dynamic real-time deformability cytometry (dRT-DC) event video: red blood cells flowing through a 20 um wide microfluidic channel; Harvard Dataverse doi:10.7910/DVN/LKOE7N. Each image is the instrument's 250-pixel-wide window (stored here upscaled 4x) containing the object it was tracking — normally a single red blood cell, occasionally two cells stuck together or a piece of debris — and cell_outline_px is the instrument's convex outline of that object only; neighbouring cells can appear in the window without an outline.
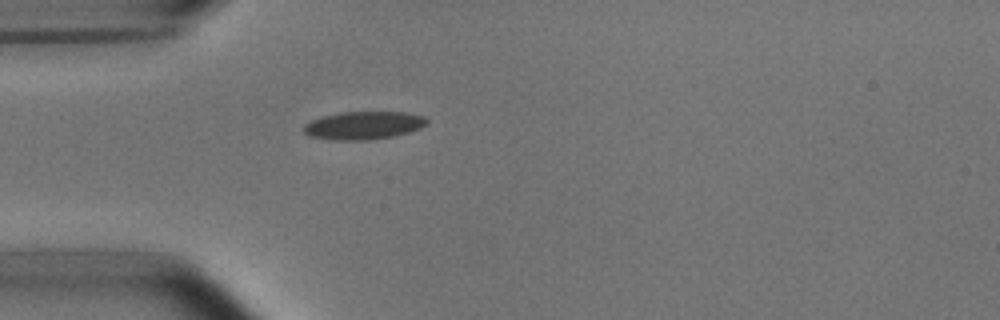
{"species": "common noctule bat (a hibernating species)", "species_latin": "Nyctalus noctula", "temperature_condition": "room temperature", "stored_images_in_passage": 1, "camera_frame_rate_fps": 3000, "um_per_image_px": 0.085, "animal": {"sex": "male", "body_mass_g": 15.6}, "frame": {"image": 1, "passage_image": 1, "time_ms": 0.0, "image_size_px": [1000, 320], "cell_outline_px": [[428, 124], [420, 128], [408, 132], [392, 136], [368, 140], [336, 140], [312, 136], [304, 132], [304, 124], [320, 116], [340, 112], [404, 112], [424, 116], [428, 120]], "centroid_in_image_um": [30.91, 10.64], "position_along_channel_um": 54.1, "area_um2": 20.0}}